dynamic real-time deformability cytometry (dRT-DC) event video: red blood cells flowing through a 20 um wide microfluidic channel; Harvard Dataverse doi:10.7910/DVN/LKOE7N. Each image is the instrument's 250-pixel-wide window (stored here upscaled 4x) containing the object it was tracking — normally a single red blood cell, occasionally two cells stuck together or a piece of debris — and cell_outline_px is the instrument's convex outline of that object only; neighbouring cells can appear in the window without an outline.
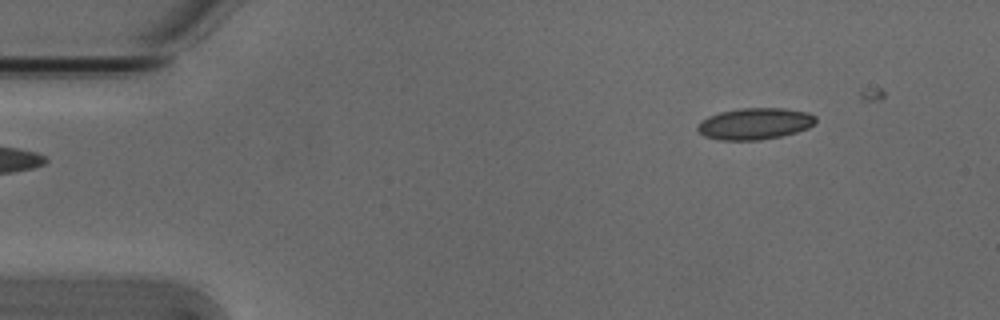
{"species": "Egyptian fruit bat (a non-hibernating species)", "species_latin": "Rousettus aegyptiacus", "temperature_condition": "cold", "stored_images_in_passage": 6, "segment_of_instrument_passage": [2, 2], "camera_frame_rate_fps": 3000, "um_per_image_px": 0.085, "animal": {"sex": "male"}, "frame": {"image": 1, "passage_image": 6, "time_ms": 1.667, "image_size_px": [1000, 320], "cell_outline_px": [[816, 120], [808, 128], [796, 132], [780, 136], [760, 140], [720, 140], [704, 136], [696, 128], [696, 124], [700, 120], [708, 116], [720, 112], [740, 108], [784, 108], [808, 112], [816, 116]], "centroid_in_image_um": [64.13, 10.51], "position_along_channel_um": 20.9, "area_um2": 21.79}}